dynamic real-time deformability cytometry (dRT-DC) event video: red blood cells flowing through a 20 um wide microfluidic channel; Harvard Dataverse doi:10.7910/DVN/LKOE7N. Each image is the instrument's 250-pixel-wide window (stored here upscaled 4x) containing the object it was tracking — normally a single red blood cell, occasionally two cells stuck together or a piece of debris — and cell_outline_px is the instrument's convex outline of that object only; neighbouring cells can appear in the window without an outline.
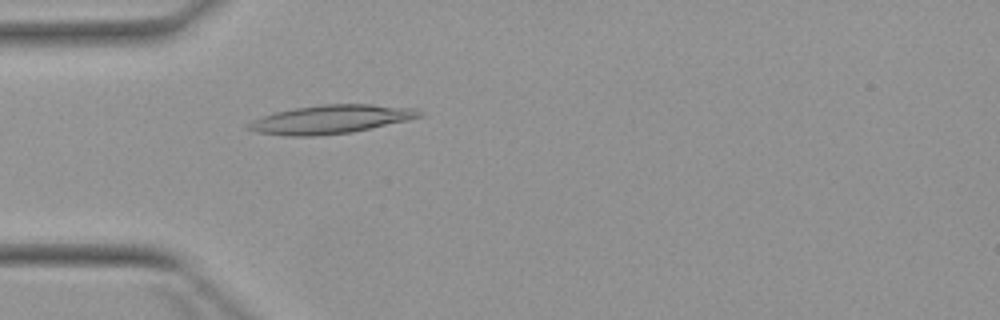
{"species": "Egyptian fruit bat (a non-hibernating species)", "species_latin": "Rousettus aegyptiacus", "temperature_condition": "warm", "stored_images_in_passage": 1, "camera_frame_rate_fps": 3000, "um_per_image_px": 0.085, "animal": {"sex": "female"}, "frame": {"image": 1, "passage_image": 1, "time_ms": 0.0, "image_size_px": [1000, 320], "cell_outline_px": [[424, 116], [408, 120], [352, 132], [316, 136], [288, 136], [256, 132], [248, 128], [248, 124], [252, 120], [276, 112], [296, 108], [324, 104], [372, 104], [416, 108], [424, 112]], "centroid_in_image_um": [28.18, 10.14], "position_along_channel_um": 56.8, "area_um2": 28.38}}